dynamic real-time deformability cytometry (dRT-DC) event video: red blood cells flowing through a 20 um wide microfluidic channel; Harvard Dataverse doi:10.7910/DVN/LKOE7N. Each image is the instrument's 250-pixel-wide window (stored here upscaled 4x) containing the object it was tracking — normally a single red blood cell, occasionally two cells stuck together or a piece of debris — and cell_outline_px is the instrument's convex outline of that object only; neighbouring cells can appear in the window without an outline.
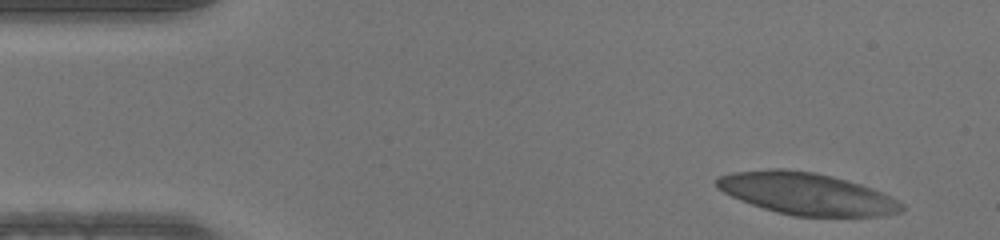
{"species": "human", "species_latin": "Homo sapiens", "temperature_condition": "warm", "stored_images_in_passage": 48, "camera_frame_rate_fps": 3000, "um_per_image_px": 0.085, "donor": {"sex": "male"}, "frame": {"image": 1, "passage_image": 1, "time_ms": 0.0, "image_size_px": [1000, 240], "cell_outline_px": [[904, 208], [900, 212], [880, 216], [792, 216], [776, 212], [752, 204], [732, 196], [724, 192], [716, 184], [716, 180], [720, 176], [732, 172], [768, 168], [784, 168], [812, 172], [832, 176], [860, 184], [872, 188], [904, 204]], "centroid_in_image_um": [68.56, 16.46], "position_along_channel_um": 16.4, "area_um2": 44.85}}
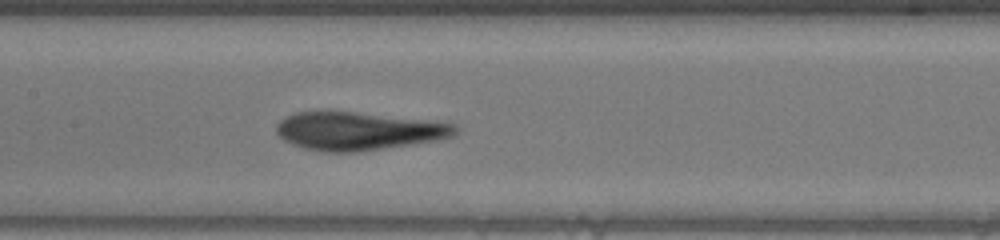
{"frame": {"image": 2, "passage_image": 21, "time_ms": 6.667, "image_size_px": [1000, 240], "cell_outline_px": [[460, 132], [452, 136], [436, 140], [356, 152], [324, 152], [304, 148], [292, 144], [284, 140], [276, 132], [276, 124], [280, 120], [296, 112], [352, 112], [428, 120], [456, 124]], "centroid_in_image_um": [30.45, 11.14], "position_along_channel_um": 176.9, "area_um2": 39.3}}
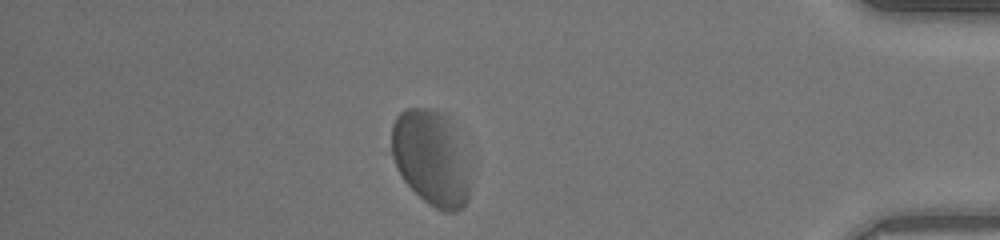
{"frame": {"image": 3, "passage_image": 41, "time_ms": 13.333, "image_size_px": [1000, 240], "cell_outline_px": [[468, 200], [456, 212], [444, 212], [428, 204], [404, 180], [396, 168], [392, 156], [392, 124], [396, 116], [404, 108], [432, 108], [440, 112], [444, 116], [468, 176]], "centroid_in_image_um": [36.51, 13.46], "position_along_channel_um": 398.7, "area_um2": 41.56}}